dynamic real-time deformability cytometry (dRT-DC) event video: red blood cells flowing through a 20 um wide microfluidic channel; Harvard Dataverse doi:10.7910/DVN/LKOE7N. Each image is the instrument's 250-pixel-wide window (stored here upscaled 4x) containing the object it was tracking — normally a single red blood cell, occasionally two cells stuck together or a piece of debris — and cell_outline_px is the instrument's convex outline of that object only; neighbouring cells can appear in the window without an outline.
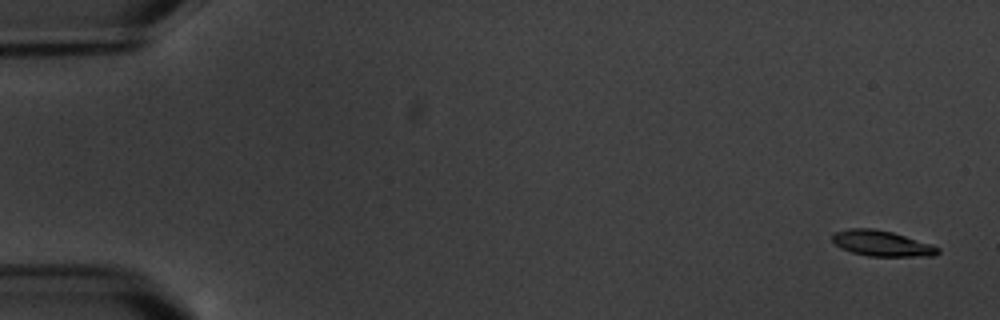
{"species": "common noctule bat (a hibernating species)", "species_latin": "Nyctalus noctula", "temperature_condition": "warm", "stored_images_in_passage": 5, "camera_frame_rate_fps": 3000, "um_per_image_px": 0.085, "animal": {"sex": "male", "body_mass_g": 20.1, "forearm_length_mm": 53.5}, "frame": {"image": 1, "passage_image": 1, "time_ms": 0.0, "image_size_px": [1000, 320], "cell_outline_px": [[940, 252], [932, 256], [868, 256], [852, 252], [840, 248], [832, 240], [832, 236], [836, 232], [848, 228], [872, 228], [892, 232], [932, 244], [940, 248]], "centroid_in_image_um": [74.96, 20.69], "position_along_channel_um": 10.0, "area_um2": 15.72}}
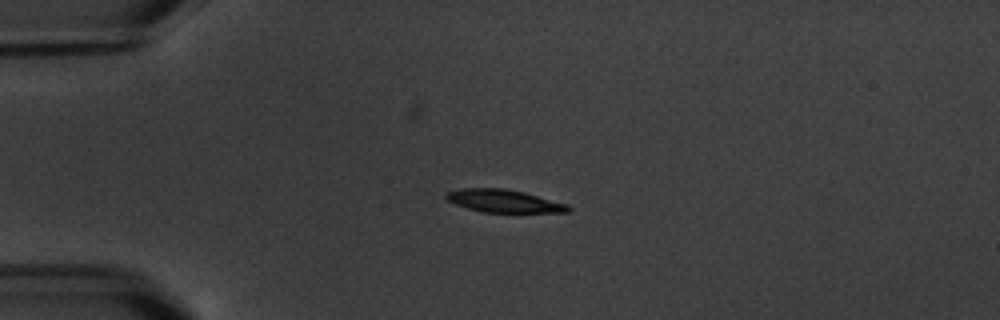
{"frame": {"image": 2, "passage_image": 4, "time_ms": 4.333, "image_size_px": [1000, 320], "cell_outline_px": [[572, 208], [568, 212], [484, 212], [468, 208], [456, 204], [448, 200], [444, 196], [448, 192], [460, 188], [504, 188], [524, 192], [568, 204]], "centroid_in_image_um": [42.85, 17.08], "position_along_channel_um": 42.2, "area_um2": 16.07}}